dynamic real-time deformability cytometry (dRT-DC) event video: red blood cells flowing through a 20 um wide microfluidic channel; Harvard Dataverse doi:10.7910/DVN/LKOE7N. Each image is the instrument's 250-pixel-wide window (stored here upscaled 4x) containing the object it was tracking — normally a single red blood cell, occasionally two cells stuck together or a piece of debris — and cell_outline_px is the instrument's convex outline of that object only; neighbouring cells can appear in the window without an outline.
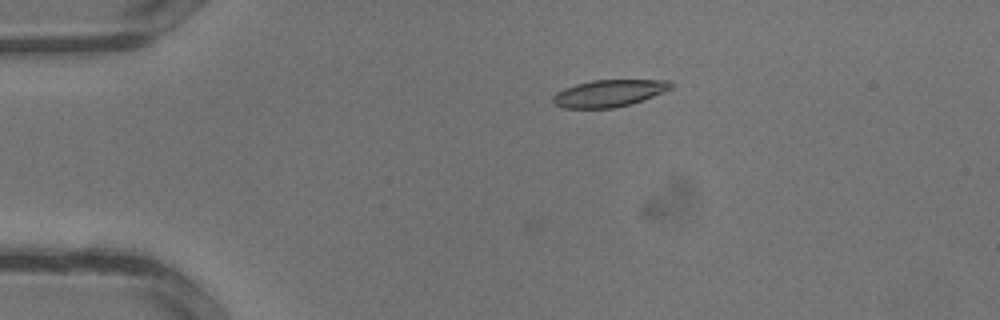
{"species": "common noctule bat (a hibernating species)", "species_latin": "Nyctalus noctula", "temperature_condition": "warm", "stored_images_in_passage": 27, "camera_frame_rate_fps": 3000, "um_per_image_px": 0.085, "animal": {"sex": "male", "body_mass_g": 13.3}, "frame": {"image": 1, "passage_image": 1, "time_ms": 0.0, "image_size_px": [1000, 320], "cell_outline_px": [[676, 84], [672, 88], [664, 92], [632, 104], [616, 108], [560, 108], [552, 100], [552, 96], [556, 92], [564, 88], [576, 84], [592, 80], [672, 80]], "centroid_in_image_um": [51.8, 7.92], "position_along_channel_um": 33.2, "area_um2": 18.84}}
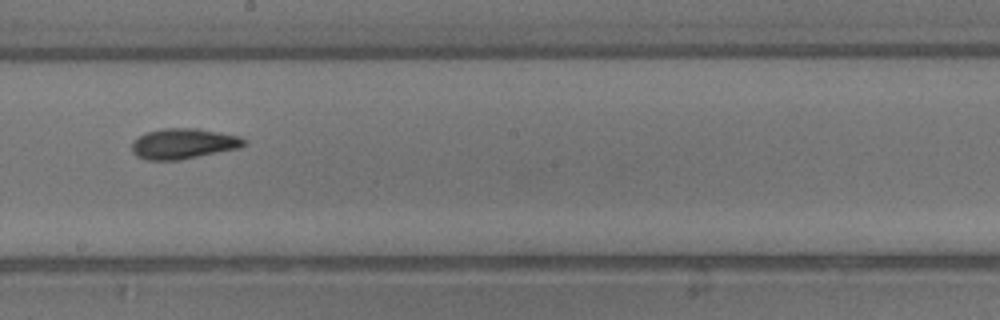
{"frame": {"image": 2, "passage_image": 13, "time_ms": 4.0, "image_size_px": [1000, 320], "cell_outline_px": [[248, 144], [240, 148], [180, 160], [148, 160], [136, 156], [132, 152], [132, 140], [148, 132], [164, 128], [196, 128], [240, 136], [248, 140]], "centroid_in_image_um": [15.63, 12.22], "position_along_channel_um": 232.6, "area_um2": 20.06}}
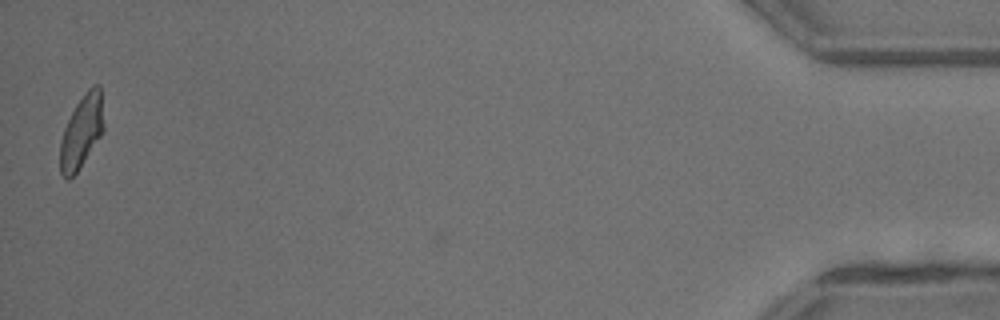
{"frame": {"image": 3, "passage_image": 27, "time_ms": 8.667, "image_size_px": [1000, 320], "cell_outline_px": [[104, 128], [100, 136], [80, 168], [68, 180], [60, 172], [60, 140], [64, 128], [76, 104], [84, 92], [92, 84], [100, 84], [104, 124]], "centroid_in_image_um": [6.94, 11.15], "position_along_channel_um": 428.3, "area_um2": 18.5}}